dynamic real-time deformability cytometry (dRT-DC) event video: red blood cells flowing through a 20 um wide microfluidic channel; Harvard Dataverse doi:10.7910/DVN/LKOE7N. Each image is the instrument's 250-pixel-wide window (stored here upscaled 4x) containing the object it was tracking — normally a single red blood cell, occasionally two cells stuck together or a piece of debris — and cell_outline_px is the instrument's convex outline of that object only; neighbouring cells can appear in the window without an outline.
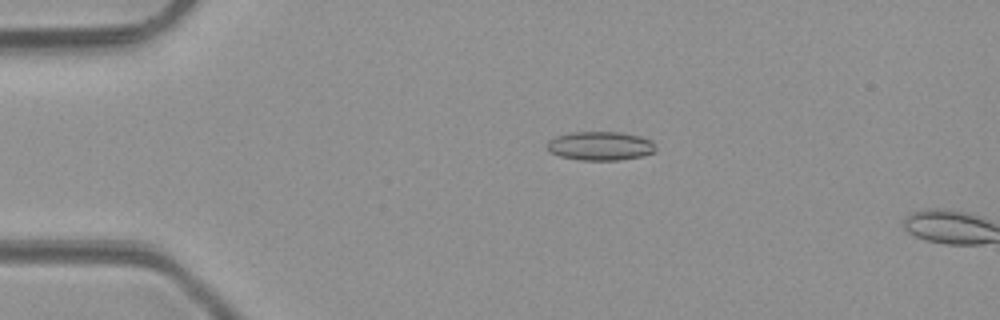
{"species": "common noctule bat (a hibernating species)", "species_latin": "Nyctalus noctula", "temperature_condition": "room temperature", "stored_images_in_passage": 2, "camera_frame_rate_fps": 3000, "um_per_image_px": 0.085, "animal": {"sex": "male", "body_mass_g": 23.1, "forearm_length_mm": 52.7}, "frame": {"image": 1, "passage_image": 1, "time_ms": 0.0, "image_size_px": [1000, 320], "cell_outline_px": [[656, 152], [640, 156], [620, 160], [580, 160], [560, 156], [548, 152], [548, 140], [556, 136], [572, 132], [620, 132], [640, 136], [652, 140], [656, 148]], "centroid_in_image_um": [51.03, 12.4], "position_along_channel_um": 34.0, "area_um2": 18.32}}